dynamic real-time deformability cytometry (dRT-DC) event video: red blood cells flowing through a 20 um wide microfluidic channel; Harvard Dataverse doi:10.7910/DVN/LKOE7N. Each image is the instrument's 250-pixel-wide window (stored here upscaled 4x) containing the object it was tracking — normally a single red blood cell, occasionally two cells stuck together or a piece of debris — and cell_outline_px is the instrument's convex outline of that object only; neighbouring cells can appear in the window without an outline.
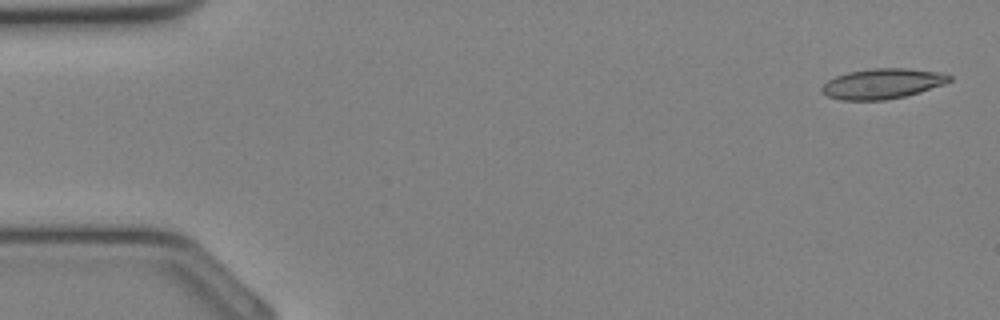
{"species": "Egyptian fruit bat (a non-hibernating species)", "species_latin": "Rousettus aegyptiacus", "temperature_condition": "cold", "stored_images_in_passage": 34, "camera_frame_rate_fps": 3000, "um_per_image_px": 0.085, "animal": {"sex": "female"}, "frame": {"image": 1, "passage_image": 1, "time_ms": 0.0, "image_size_px": [1000, 320], "cell_outline_px": [[952, 80], [944, 84], [920, 92], [904, 96], [884, 100], [840, 100], [828, 96], [820, 88], [828, 80], [836, 76], [848, 72], [872, 68], [908, 68], [940, 72], [952, 76]], "centroid_in_image_um": [75.02, 7.1], "position_along_channel_um": 10.0, "area_um2": 22.43}}
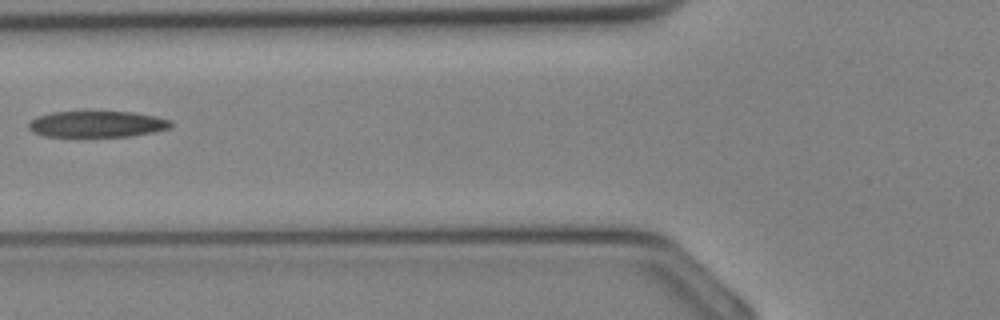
{"frame": {"image": 2, "passage_image": 13, "time_ms": 4.0, "image_size_px": [1000, 320], "cell_outline_px": [[172, 124], [168, 128], [152, 132], [132, 136], [44, 136], [32, 132], [28, 128], [28, 124], [36, 116], [52, 112], [132, 112], [156, 116], [172, 120]], "centroid_in_image_um": [8.23, 10.54], "position_along_channel_um": 117.6, "area_um2": 21.62}}
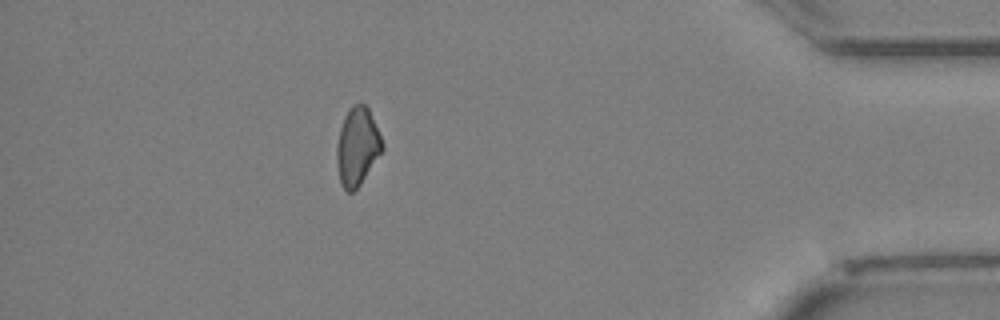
{"frame": {"image": 3, "passage_image": 30, "time_ms": 9.667, "image_size_px": [1000, 320], "cell_outline_px": [[384, 148], [360, 184], [352, 192], [348, 192], [340, 184], [336, 160], [336, 144], [340, 128], [344, 116], [348, 108], [352, 104], [364, 104], [368, 108], [384, 144]], "centroid_in_image_um": [30.35, 12.44], "position_along_channel_um": 404.9, "area_um2": 20.63}}